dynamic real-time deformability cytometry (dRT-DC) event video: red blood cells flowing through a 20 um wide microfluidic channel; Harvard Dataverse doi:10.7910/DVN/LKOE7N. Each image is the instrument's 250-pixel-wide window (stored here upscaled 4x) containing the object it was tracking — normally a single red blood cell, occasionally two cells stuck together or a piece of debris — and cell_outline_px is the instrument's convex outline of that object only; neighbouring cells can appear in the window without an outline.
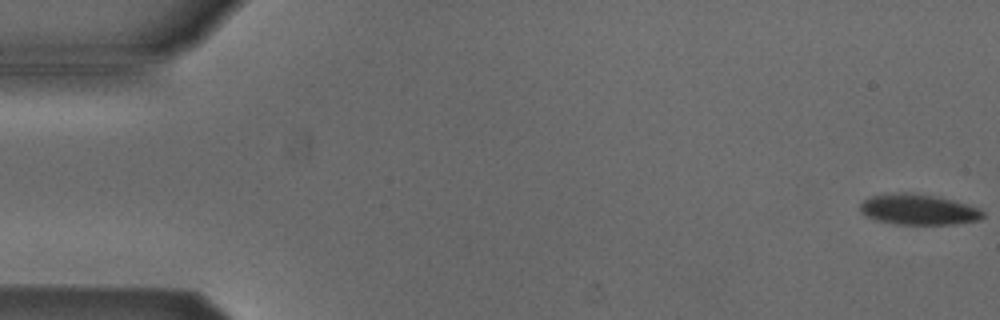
{"species": "Egyptian fruit bat (a non-hibernating species)", "species_latin": "Rousettus aegyptiacus", "temperature_condition": "cold", "stored_images_in_passage": 10, "camera_frame_rate_fps": 3000, "um_per_image_px": 0.085, "animal": {"sex": "male"}, "frame": {"image": 1, "passage_image": 1, "time_ms": 0.0, "image_size_px": [1000, 320], "cell_outline_px": [[984, 216], [980, 220], [956, 224], [896, 224], [876, 220], [860, 212], [860, 204], [868, 196], [900, 192], [908, 192], [940, 196], [968, 204], [980, 208], [984, 212]], "centroid_in_image_um": [78.1, 17.79], "position_along_channel_um": 6.9, "area_um2": 22.2}}